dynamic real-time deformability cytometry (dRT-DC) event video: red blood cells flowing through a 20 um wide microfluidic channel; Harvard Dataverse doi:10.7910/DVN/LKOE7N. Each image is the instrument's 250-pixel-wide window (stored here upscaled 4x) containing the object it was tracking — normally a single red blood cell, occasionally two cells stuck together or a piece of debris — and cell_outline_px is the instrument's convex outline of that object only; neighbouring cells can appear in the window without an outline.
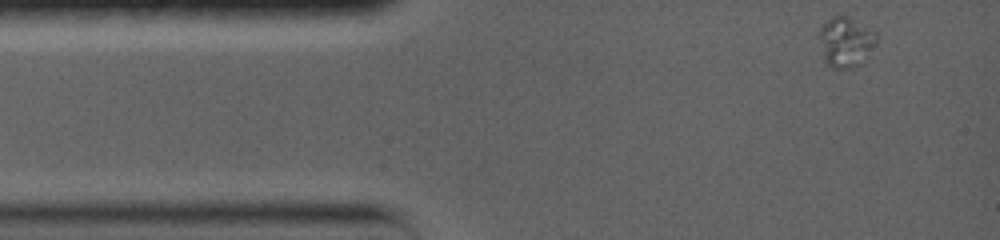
{"species": "common noctule bat (a hibernating species)", "species_latin": "Nyctalus noctula", "temperature_condition": "warm", "stored_images_in_passage": 32, "camera_frame_rate_fps": 5000, "um_per_image_px": 0.085, "animal": {"sex": "female", "body_mass_g": 19.0, "forearm_length_mm": 56.7}, "frame": {"image": 1, "passage_image": 1, "time_ms": 0.0, "image_size_px": [1000, 240], "cell_outline_px": [[876, 40], [860, 64], [852, 68], [832, 68], [824, 60], [816, 36], [816, 32], [832, 16], [848, 16], [876, 32]], "centroid_in_image_um": [71.8, 3.55], "position_along_channel_um": 13.2, "area_um2": 16.65}}
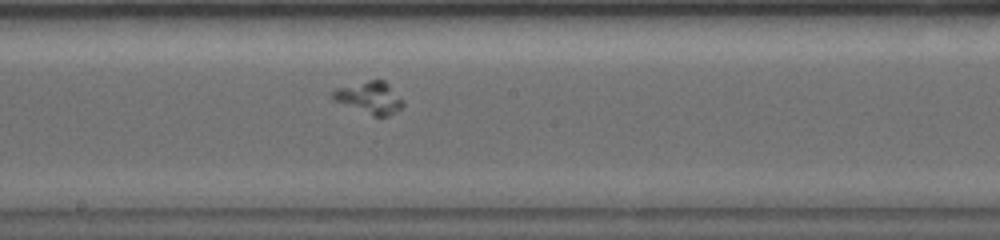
{"frame": {"image": 2, "passage_image": 23, "time_ms": 7.2, "image_size_px": [1000, 240], "cell_outline_px": [[404, 104], [400, 108], [388, 116], [376, 116], [332, 100], [332, 92], [336, 88], [368, 80], [384, 80], [404, 100]], "centroid_in_image_um": [31.42, 8.28], "position_along_channel_um": 216.8, "area_um2": 12.89}}
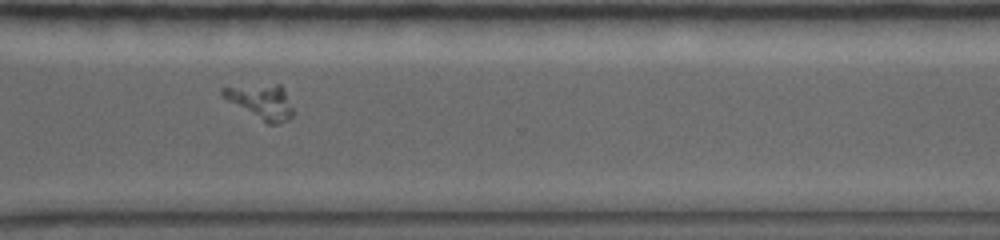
{"frame": {"image": 3, "passage_image": 28, "time_ms": 10.8, "image_size_px": [1000, 240], "cell_outline_px": [[292, 116], [272, 124], [268, 124], [220, 96], [220, 88], [276, 84], [280, 84], [284, 88], [292, 108]], "centroid_in_image_um": [22.17, 8.62], "position_along_channel_um": 348.4, "area_um2": 13.7}}